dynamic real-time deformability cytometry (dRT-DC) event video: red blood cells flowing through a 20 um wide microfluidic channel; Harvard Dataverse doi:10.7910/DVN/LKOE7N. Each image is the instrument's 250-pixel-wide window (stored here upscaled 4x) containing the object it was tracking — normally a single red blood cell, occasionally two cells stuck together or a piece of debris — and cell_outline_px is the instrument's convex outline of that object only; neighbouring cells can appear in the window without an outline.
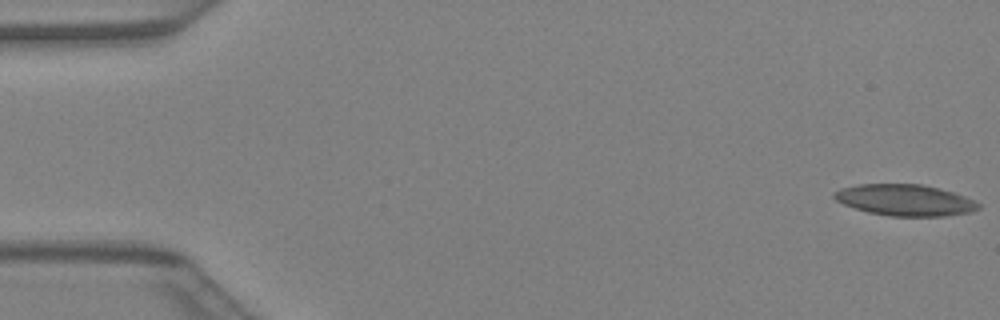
{"species": "Egyptian fruit bat (a non-hibernating species)", "species_latin": "Rousettus aegyptiacus", "temperature_condition": "warm", "stored_images_in_passage": 42, "camera_frame_rate_fps": 3000, "um_per_image_px": 0.085, "animal": {"sex": "female"}, "frame": {"image": 1, "passage_image": 1, "time_ms": 0.0, "image_size_px": [1000, 320], "cell_outline_px": [[980, 208], [968, 212], [944, 216], [888, 216], [868, 212], [844, 204], [836, 200], [832, 196], [832, 192], [840, 188], [860, 184], [920, 184], [952, 192], [964, 196], [980, 204]], "centroid_in_image_um": [76.87, 17.01], "position_along_channel_um": 8.1, "area_um2": 26.07}}
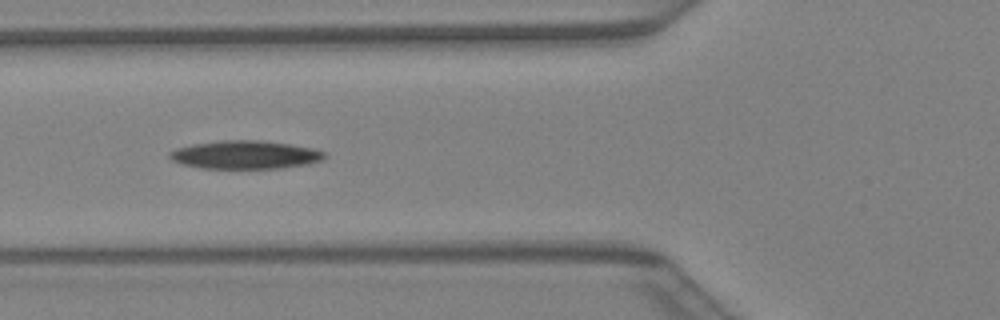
{"frame": {"image": 2, "passage_image": 16, "time_ms": 5.0, "image_size_px": [1000, 320], "cell_outline_px": [[328, 156], [324, 160], [308, 164], [280, 168], [200, 168], [180, 164], [172, 160], [168, 156], [168, 152], [176, 148], [192, 144], [216, 140], [260, 140], [288, 144], [312, 148], [324, 152]], "centroid_in_image_um": [20.81, 13.15], "position_along_channel_um": 105.0, "area_um2": 25.72}}
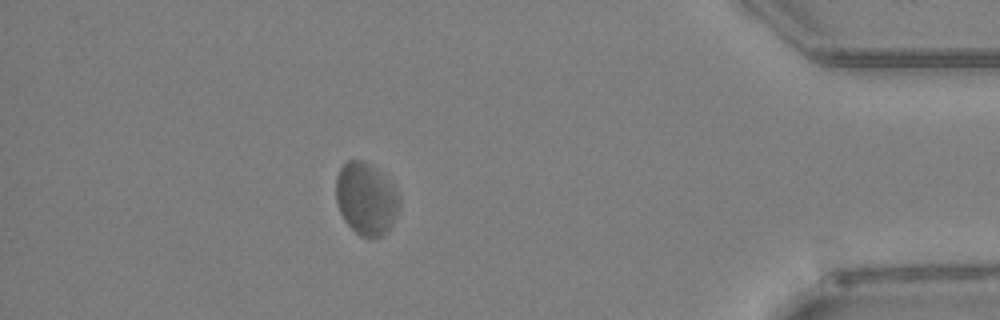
{"frame": {"image": 3, "passage_image": 37, "time_ms": 12.0, "image_size_px": [1000, 320], "cell_outline_px": [[400, 208], [392, 224], [380, 236], [360, 236], [344, 220], [340, 212], [336, 200], [336, 176], [340, 168], [348, 160], [360, 160], [376, 168], [392, 184], [400, 196]], "centroid_in_image_um": [31.12, 16.87], "position_along_channel_um": 404.1, "area_um2": 26.47}}